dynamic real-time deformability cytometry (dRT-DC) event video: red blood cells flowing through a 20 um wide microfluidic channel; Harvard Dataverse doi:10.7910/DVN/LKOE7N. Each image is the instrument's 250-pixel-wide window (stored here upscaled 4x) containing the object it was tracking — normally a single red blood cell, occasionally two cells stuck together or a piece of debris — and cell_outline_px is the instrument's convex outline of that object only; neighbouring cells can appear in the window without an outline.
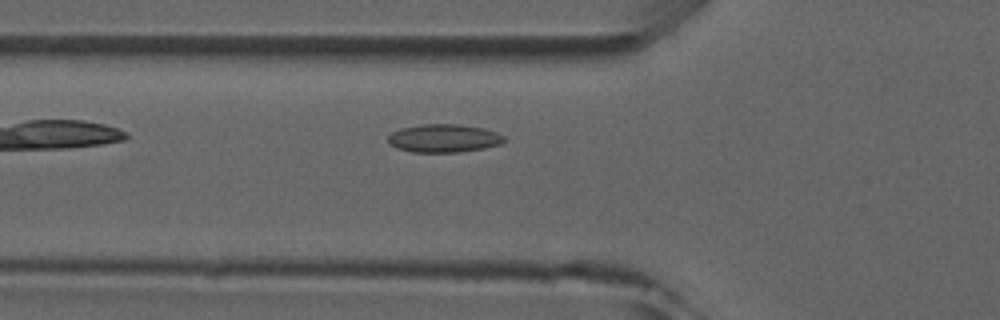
{"species": "common noctule bat (a hibernating species)", "species_latin": "Nyctalus noctula", "temperature_condition": "room temperature", "stored_images_in_passage": 5, "camera_frame_rate_fps": 3000, "um_per_image_px": 0.085, "animal": {"sex": "male", "forearm_length_mm": 52.5}, "frame": {"image": 1, "passage_image": 5, "time_ms": 4.667, "image_size_px": [1000, 320], "cell_outline_px": [[504, 140], [500, 144], [484, 148], [456, 152], [412, 152], [396, 148], [388, 144], [388, 136], [392, 132], [400, 128], [424, 124], [460, 124], [484, 128], [496, 132], [504, 136]], "centroid_in_image_um": [37.69, 11.75], "position_along_channel_um": 88.1, "area_um2": 19.07}}